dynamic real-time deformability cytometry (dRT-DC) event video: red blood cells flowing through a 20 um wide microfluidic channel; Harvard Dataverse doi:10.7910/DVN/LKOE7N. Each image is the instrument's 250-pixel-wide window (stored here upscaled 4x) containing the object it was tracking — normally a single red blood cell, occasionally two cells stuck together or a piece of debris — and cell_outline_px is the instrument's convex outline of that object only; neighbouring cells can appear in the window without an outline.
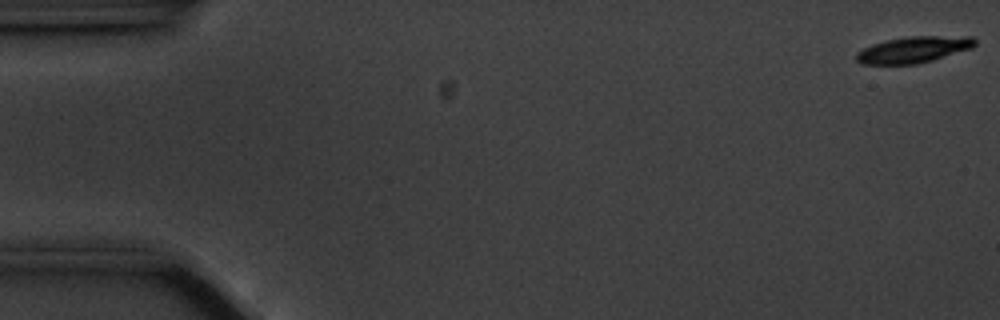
{"species": "common noctule bat (a hibernating species)", "species_latin": "Nyctalus noctula", "temperature_condition": "cold", "stored_images_in_passage": 10, "camera_frame_rate_fps": 3000, "um_per_image_px": 0.085, "animal": {"sex": "male", "body_mass_g": 20.1, "forearm_length_mm": 53.5}, "frame": {"image": 1, "passage_image": 1, "time_ms": 0.0, "image_size_px": [1000, 320], "cell_outline_px": [[976, 44], [972, 48], [932, 60], [916, 64], [860, 64], [856, 60], [856, 52], [872, 44], [884, 40], [908, 36], [972, 36], [976, 40]], "centroid_in_image_um": [77.64, 4.21], "position_along_channel_um": 7.4, "area_um2": 18.26}}